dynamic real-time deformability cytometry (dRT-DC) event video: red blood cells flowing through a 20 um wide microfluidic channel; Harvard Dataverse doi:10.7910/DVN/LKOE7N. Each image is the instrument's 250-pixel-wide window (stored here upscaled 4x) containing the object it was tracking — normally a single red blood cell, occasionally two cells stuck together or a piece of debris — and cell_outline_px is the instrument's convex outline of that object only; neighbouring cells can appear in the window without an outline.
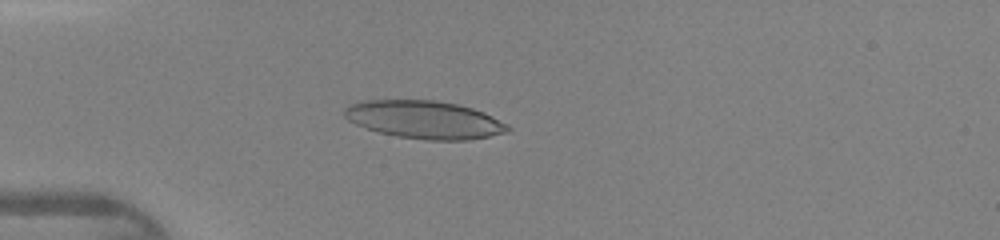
{"species": "human", "species_latin": "Homo sapiens", "temperature_condition": "warm", "stored_images_in_passage": 33, "camera_frame_rate_fps": 3000, "um_per_image_px": 0.085, "donor": {"sex": "female"}, "frame": {"image": 1, "passage_image": 1, "time_ms": 0.0, "image_size_px": [1000, 240], "cell_outline_px": [[512, 128], [508, 132], [468, 140], [428, 140], [396, 136], [380, 132], [356, 124], [348, 120], [344, 116], [344, 108], [348, 104], [364, 100], [436, 100], [456, 104], [472, 108], [484, 112], [508, 124]], "centroid_in_image_um": [36.08, 10.17], "position_along_channel_um": 48.9, "area_um2": 36.07}}
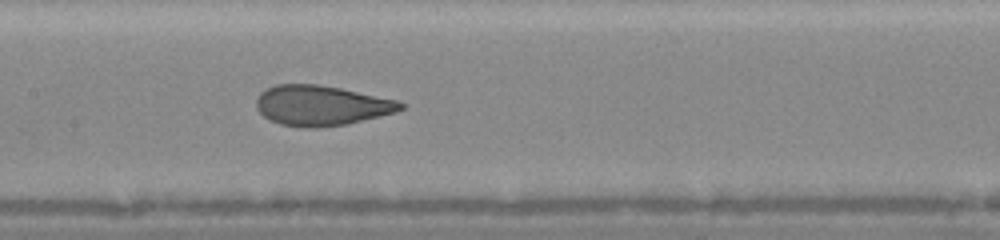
{"frame": {"image": 2, "passage_image": 11, "time_ms": 3.333, "image_size_px": [1000, 240], "cell_outline_px": [[404, 108], [396, 112], [348, 124], [316, 128], [308, 128], [280, 124], [268, 120], [256, 108], [256, 100], [260, 92], [276, 84], [316, 84], [340, 88], [396, 100], [404, 104]], "centroid_in_image_um": [27.28, 8.97], "position_along_channel_um": 180.1, "area_um2": 33.7}}
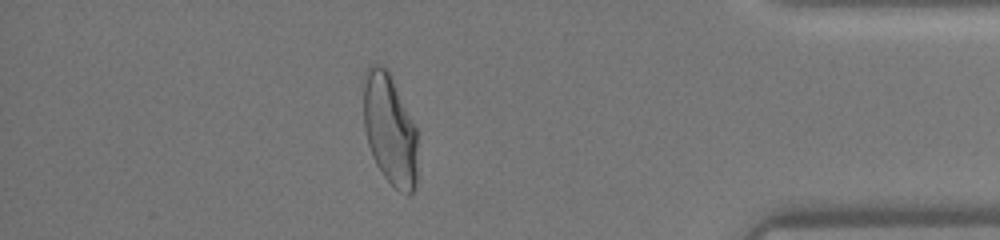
{"frame": {"image": 3, "passage_image": 28, "time_ms": 9.0, "image_size_px": [1000, 240], "cell_outline_px": [[420, 132], [416, 188], [408, 196], [400, 192], [384, 176], [376, 164], [372, 156], [368, 144], [364, 128], [364, 72], [368, 64], [380, 64], [388, 68]], "centroid_in_image_um": [33.19, 10.99], "position_along_channel_um": 402.0, "area_um2": 36.47}}